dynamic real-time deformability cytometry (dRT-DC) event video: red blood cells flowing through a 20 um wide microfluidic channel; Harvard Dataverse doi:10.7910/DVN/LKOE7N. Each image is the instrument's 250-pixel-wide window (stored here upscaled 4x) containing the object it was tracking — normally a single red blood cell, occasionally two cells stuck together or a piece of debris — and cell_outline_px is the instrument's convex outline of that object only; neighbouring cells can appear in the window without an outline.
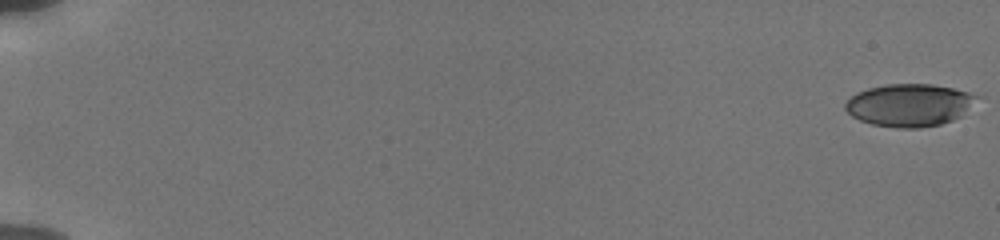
{"species": "human", "species_latin": "Homo sapiens", "temperature_condition": "cold", "stored_images_in_passage": 56, "camera_frame_rate_fps": 3000, "um_per_image_px": 0.085, "donor": {"sex": "male"}, "frame": {"image": 1, "passage_image": 1, "time_ms": 0.0, "image_size_px": [1000, 240], "cell_outline_px": [[976, 96], [960, 116], [952, 120], [940, 124], [920, 128], [896, 128], [872, 124], [860, 120], [852, 116], [844, 108], [844, 104], [856, 92], [868, 88], [888, 84], [932, 84], [952, 88], [968, 92]], "centroid_in_image_um": [77.21, 8.93], "position_along_channel_um": 7.8, "area_um2": 32.08}}
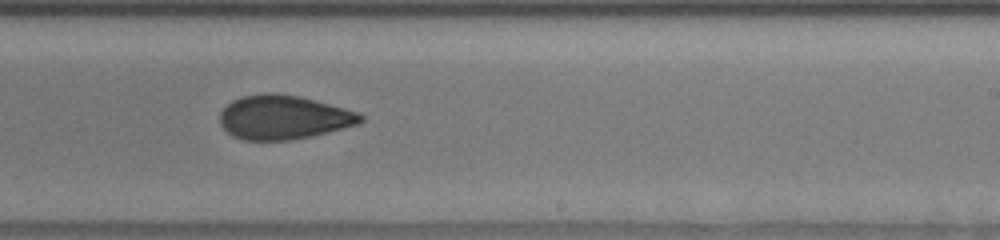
{"frame": {"image": 2, "passage_image": 37, "time_ms": 12.0, "image_size_px": [1000, 240], "cell_outline_px": [[364, 120], [356, 124], [344, 128], [292, 140], [240, 140], [232, 136], [220, 124], [220, 112], [232, 100], [240, 96], [268, 92], [272, 92], [300, 96], [360, 112], [364, 116]], "centroid_in_image_um": [24.09, 9.96], "position_along_channel_um": 264.9, "area_um2": 36.24}}
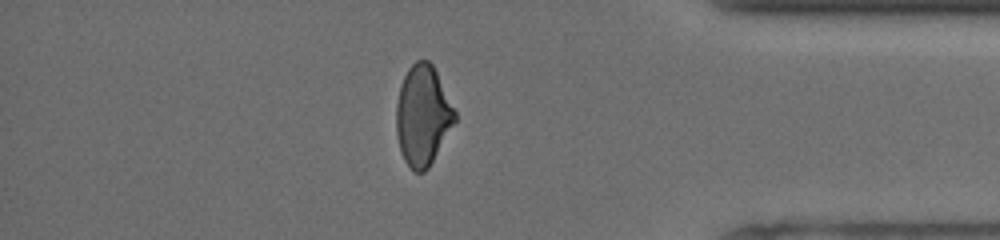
{"frame": {"image": 3, "passage_image": 49, "time_ms": 16.0, "image_size_px": [1000, 240], "cell_outline_px": [[456, 120], [428, 168], [424, 172], [412, 172], [404, 160], [400, 152], [396, 132], [396, 104], [400, 88], [404, 76], [408, 68], [416, 60], [428, 60], [432, 64], [456, 112]], "centroid_in_image_um": [35.91, 9.84], "position_along_channel_um": 399.3, "area_um2": 33.99}, "authors_computed_cell_mechanics": {"area_um2": 35.1135, "velocity_mm_per_s": 3.8527, "shape_relaxation_time_tau1_ms": 6.5911, "shape_relaxation_time_tau2_ms": 2.5929, "deformation_change_tau1": 0.1753, "deformation_change_tau2": 0.0886}}